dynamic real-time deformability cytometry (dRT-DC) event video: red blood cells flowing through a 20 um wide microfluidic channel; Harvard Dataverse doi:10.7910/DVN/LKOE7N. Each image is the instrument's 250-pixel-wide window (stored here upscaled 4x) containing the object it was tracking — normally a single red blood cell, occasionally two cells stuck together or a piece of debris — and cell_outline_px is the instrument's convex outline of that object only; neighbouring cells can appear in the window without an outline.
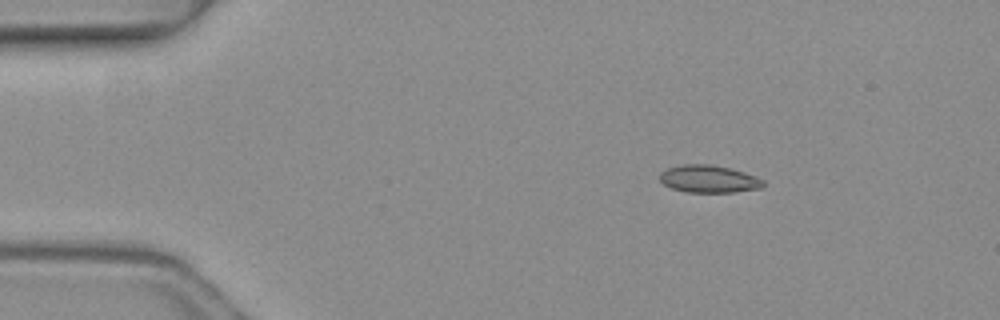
{"species": "common noctule bat (a hibernating species)", "species_latin": "Nyctalus noctula", "temperature_condition": "warm", "stored_images_in_passage": 3, "camera_frame_rate_fps": 3000, "um_per_image_px": 0.085, "animal": {"sex": "female", "body_mass_g": 19.3, "forearm_length_mm": 54.1}, "frame": {"image": 1, "passage_image": 1, "time_ms": 0.0, "image_size_px": [1000, 320], "cell_outline_px": [[764, 188], [732, 192], [684, 192], [672, 188], [664, 184], [660, 180], [660, 172], [668, 168], [684, 164], [708, 164], [728, 168], [744, 172], [756, 176], [764, 180]], "centroid_in_image_um": [60.27, 15.22], "position_along_channel_um": 24.7, "area_um2": 16.53}}
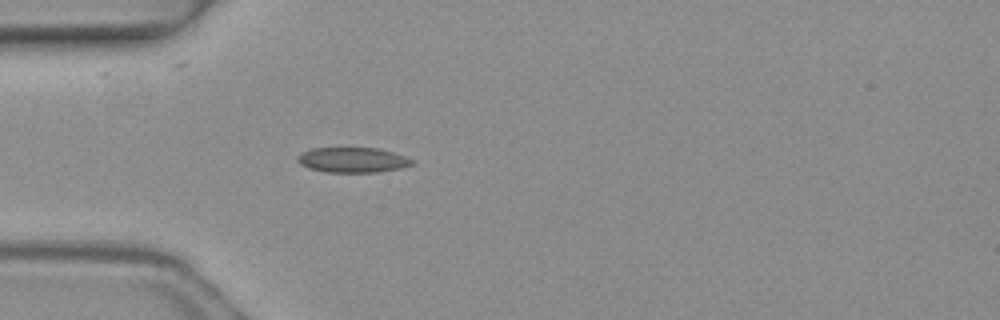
{"frame": {"image": 2, "passage_image": 3, "time_ms": 0.667, "image_size_px": [1000, 320], "cell_outline_px": [[416, 164], [400, 168], [376, 172], [324, 172], [308, 168], [300, 164], [296, 160], [296, 156], [312, 148], [376, 148], [392, 152], [416, 160]], "centroid_in_image_um": [29.98, 13.6], "position_along_channel_um": 55.0, "area_um2": 16.82}}